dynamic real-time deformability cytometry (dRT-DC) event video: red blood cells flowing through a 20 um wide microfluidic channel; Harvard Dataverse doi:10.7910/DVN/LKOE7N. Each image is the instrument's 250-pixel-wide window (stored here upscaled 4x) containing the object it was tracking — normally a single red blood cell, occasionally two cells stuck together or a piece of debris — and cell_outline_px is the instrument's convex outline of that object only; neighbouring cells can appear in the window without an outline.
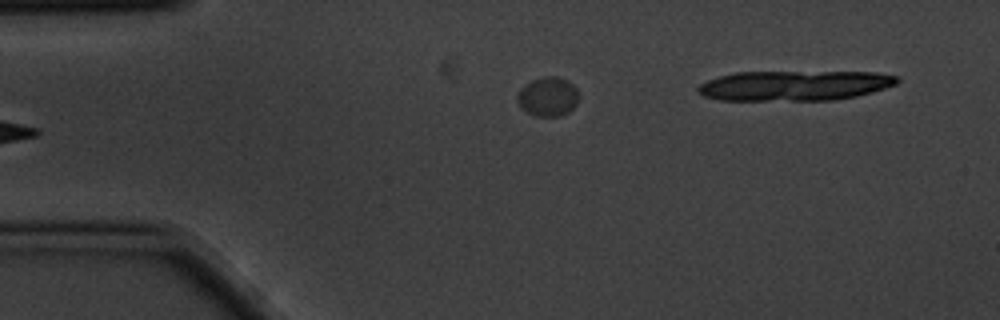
{"species": "common noctule bat (a hibernating species)", "species_latin": "Nyctalus noctula", "temperature_condition": "cold", "stored_images_in_passage": 3, "camera_frame_rate_fps": 3000, "um_per_image_px": 0.085, "animal": {"sex": "male", "body_mass_g": 20.1, "forearm_length_mm": 53.5}, "frame": {"image": 1, "passage_image": 3, "time_ms": 0.667, "image_size_px": [1000, 320], "cell_outline_px": [[580, 96], [576, 104], [568, 112], [560, 116], [536, 116], [520, 108], [516, 100], [516, 96], [520, 88], [532, 80], [544, 76], [556, 76], [568, 80], [576, 88]], "centroid_in_image_um": [46.56, 8.21], "position_along_channel_um": 38.4, "area_um2": 14.22}}